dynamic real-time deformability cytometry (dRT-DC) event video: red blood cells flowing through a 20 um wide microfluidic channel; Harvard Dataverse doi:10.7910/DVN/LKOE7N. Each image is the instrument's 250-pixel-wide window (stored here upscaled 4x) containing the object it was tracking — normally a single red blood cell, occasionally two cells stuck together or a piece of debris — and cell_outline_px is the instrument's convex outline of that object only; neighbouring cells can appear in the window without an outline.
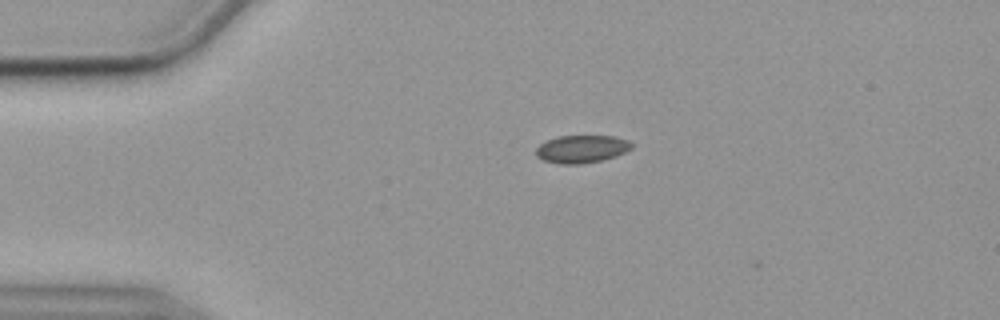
{"species": "common noctule bat (a hibernating species)", "species_latin": "Nyctalus noctula", "temperature_condition": "cold", "stored_images_in_passage": 2, "camera_frame_rate_fps": 3000, "um_per_image_px": 0.085, "animal": {"sex": "female", "body_mass_g": 19.9}, "frame": {"image": 1, "passage_image": 1, "time_ms": 0.0, "image_size_px": [1000, 320], "cell_outline_px": [[632, 148], [616, 156], [600, 160], [580, 164], [560, 164], [544, 160], [536, 156], [536, 148], [540, 144], [556, 136], [616, 136], [628, 140], [632, 144]], "centroid_in_image_um": [49.44, 12.66], "position_along_channel_um": 35.6, "area_um2": 15.37}}